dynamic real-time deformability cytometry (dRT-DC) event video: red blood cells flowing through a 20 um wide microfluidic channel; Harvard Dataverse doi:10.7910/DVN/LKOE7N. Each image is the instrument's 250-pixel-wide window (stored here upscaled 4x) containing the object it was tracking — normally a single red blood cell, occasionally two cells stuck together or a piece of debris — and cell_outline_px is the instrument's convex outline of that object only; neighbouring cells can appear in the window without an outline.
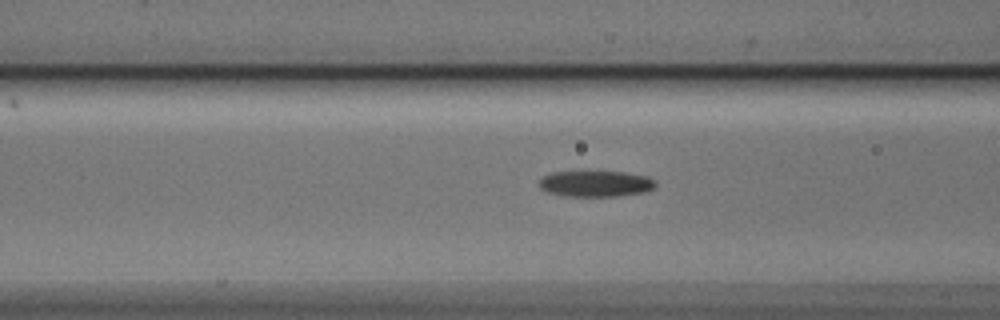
{"species": "Egyptian fruit bat (a non-hibernating species)", "species_latin": "Rousettus aegyptiacus", "temperature_condition": "cold", "stored_images_in_passage": 11, "camera_frame_rate_fps": 3000, "um_per_image_px": 0.085, "animal": {"sex": "male"}, "frame": {"image": 1, "passage_image": 5, "time_ms": 1.333, "image_size_px": [1000, 320], "cell_outline_px": [[656, 184], [652, 188], [644, 192], [616, 196], [564, 196], [548, 192], [540, 188], [540, 180], [544, 176], [552, 172], [624, 172], [648, 176], [656, 180]], "centroid_in_image_um": [50.65, 15.61], "position_along_channel_um": 116.0, "area_um2": 17.51}}
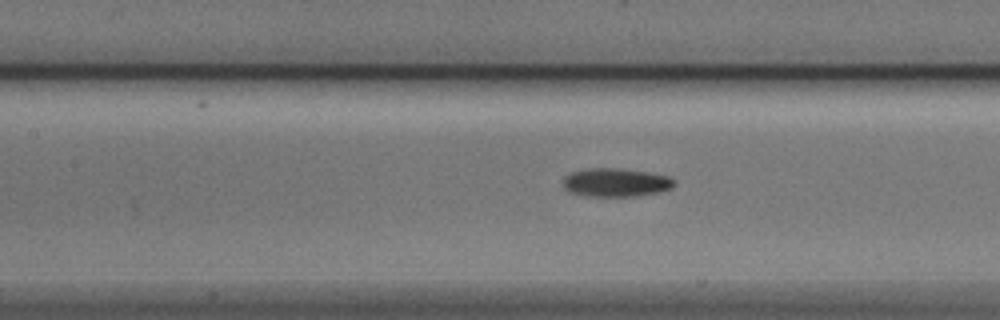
{"frame": {"image": 2, "passage_image": 8, "time_ms": 2.333, "image_size_px": [1000, 320], "cell_outline_px": [[676, 184], [672, 188], [656, 192], [632, 196], [588, 196], [568, 192], [564, 188], [564, 176], [572, 172], [588, 168], [620, 168], [648, 172], [668, 176], [676, 180]], "centroid_in_image_um": [52.34, 15.5], "position_along_channel_um": 155.1, "area_um2": 18.44}}